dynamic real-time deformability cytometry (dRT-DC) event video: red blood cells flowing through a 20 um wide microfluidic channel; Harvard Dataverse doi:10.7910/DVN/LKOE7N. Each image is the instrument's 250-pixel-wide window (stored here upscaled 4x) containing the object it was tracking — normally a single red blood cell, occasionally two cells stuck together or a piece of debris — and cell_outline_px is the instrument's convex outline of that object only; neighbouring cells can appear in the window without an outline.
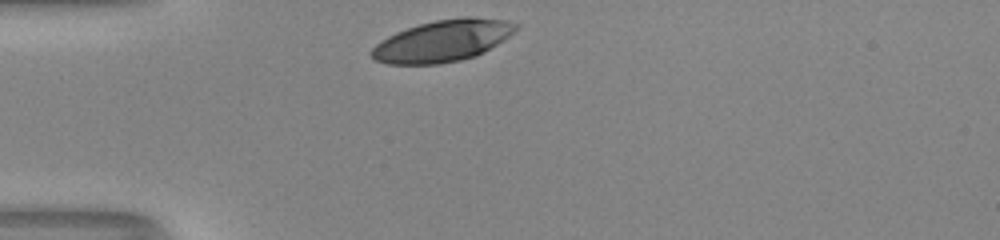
{"species": "human", "species_latin": "Homo sapiens", "temperature_condition": "room temperature", "stored_images_in_passage": 28, "camera_frame_rate_fps": 3000, "um_per_image_px": 0.085, "donor": {"sex": "male"}, "frame": {"image": 1, "passage_image": 1, "time_ms": 0.0, "image_size_px": [1000, 240], "cell_outline_px": [[520, 28], [484, 52], [476, 56], [460, 60], [440, 64], [388, 64], [376, 60], [368, 52], [376, 44], [388, 36], [396, 32], [420, 24], [436, 20], [464, 16], [472, 16], [504, 20], [520, 24]], "centroid_in_image_um": [37.64, 3.47], "position_along_channel_um": 47.4, "area_um2": 34.97}}
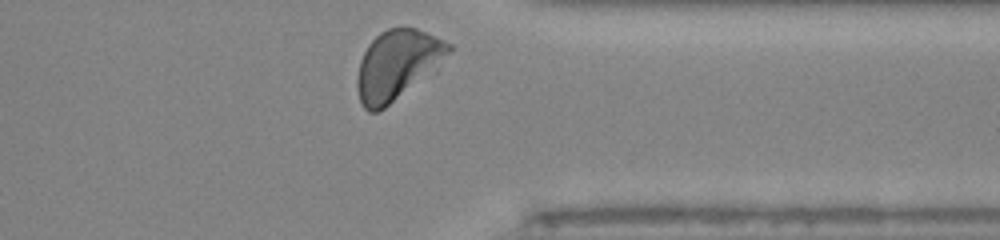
{"frame": {"image": 2, "passage_image": 28, "time_ms": 9.0, "image_size_px": [1000, 240], "cell_outline_px": [[452, 48], [448, 52], [384, 108], [376, 112], [368, 112], [360, 104], [356, 88], [356, 80], [360, 60], [368, 44], [380, 32], [388, 28], [416, 28], [436, 36], [452, 44]], "centroid_in_image_um": [33.63, 5.47], "position_along_channel_um": 377.8, "area_um2": 35.32}, "authors_computed_cell_mechanics": {"area_um2": 35.4314, "velocity_mm_per_s": 3.9622, "shape_relaxation_time_tau1_ms": 2.6606, "shape_relaxation_time_tau2_ms": null, "deformation_change_tau1": 0.1473, "deformation_change_tau2": null}}